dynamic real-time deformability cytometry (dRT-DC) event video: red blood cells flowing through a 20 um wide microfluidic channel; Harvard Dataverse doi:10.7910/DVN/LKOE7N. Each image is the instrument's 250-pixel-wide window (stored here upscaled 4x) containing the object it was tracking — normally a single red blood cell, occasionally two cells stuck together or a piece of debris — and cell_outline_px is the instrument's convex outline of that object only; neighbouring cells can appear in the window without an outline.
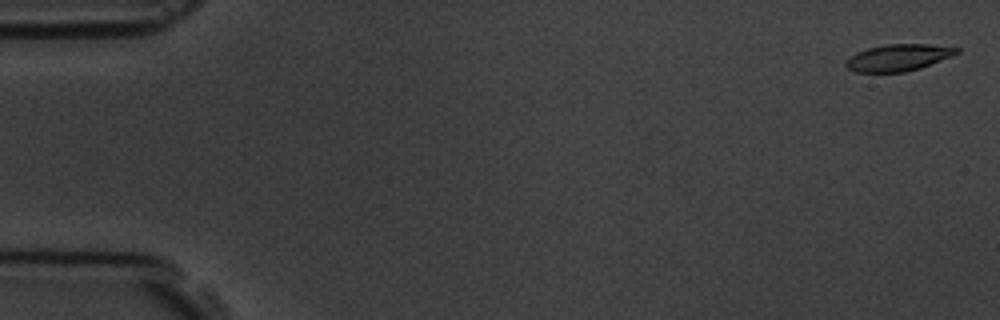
{"species": "common noctule bat (a hibernating species)", "species_latin": "Nyctalus noctula", "temperature_condition": "room temperature", "stored_images_in_passage": 5, "camera_frame_rate_fps": 3000, "um_per_image_px": 0.085, "animal": {"sex": "male", "body_mass_g": 19.5, "forearm_length_mm": 54.6}, "frame": {"image": 1, "passage_image": 1, "time_ms": 0.0, "image_size_px": [1000, 320], "cell_outline_px": [[960, 52], [952, 56], [920, 68], [904, 72], [856, 72], [848, 68], [844, 64], [844, 60], [856, 52], [868, 48], [884, 44], [928, 44], [960, 48]], "centroid_in_image_um": [76.33, 4.89], "position_along_channel_um": 8.7, "area_um2": 17.34}}
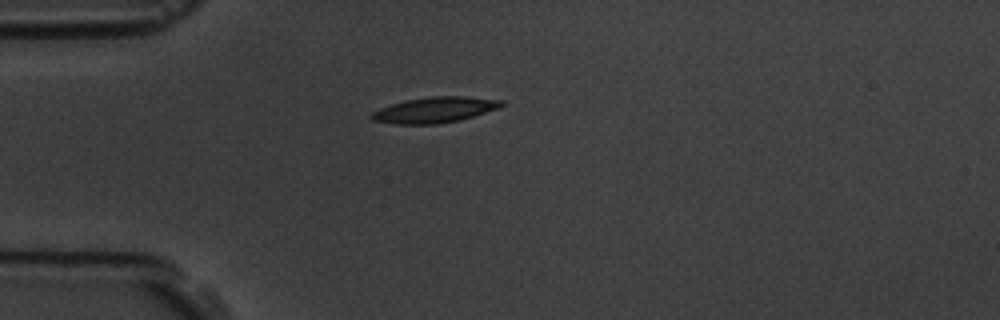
{"frame": {"image": 2, "passage_image": 5, "time_ms": 4.667, "image_size_px": [1000, 320], "cell_outline_px": [[504, 104], [500, 108], [460, 120], [436, 124], [396, 124], [372, 120], [368, 116], [372, 112], [380, 108], [404, 100], [432, 96], [464, 96], [504, 100]], "centroid_in_image_um": [36.96, 9.33], "position_along_channel_um": 48.0, "area_um2": 19.54}}